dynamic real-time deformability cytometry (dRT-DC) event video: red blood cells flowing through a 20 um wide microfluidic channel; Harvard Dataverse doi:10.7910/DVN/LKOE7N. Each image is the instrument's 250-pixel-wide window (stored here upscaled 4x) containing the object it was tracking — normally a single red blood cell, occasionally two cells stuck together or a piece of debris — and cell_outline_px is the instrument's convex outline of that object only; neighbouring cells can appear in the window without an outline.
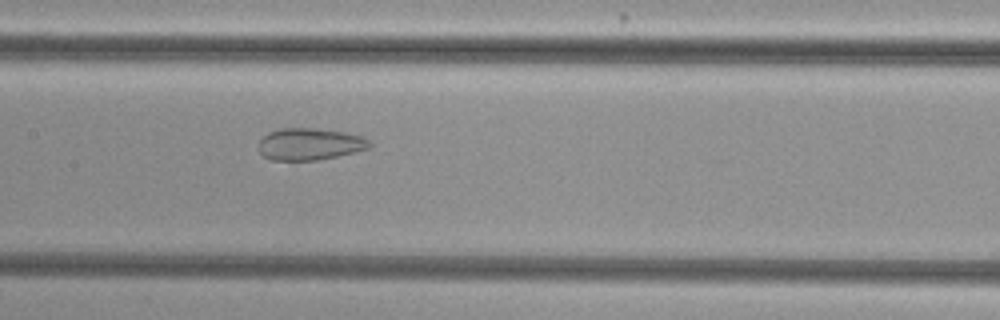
{"species": "common noctule bat (a hibernating species)", "species_latin": "Nyctalus noctula", "temperature_condition": "cold", "stored_images_in_passage": 37, "camera_frame_rate_fps": 3000, "um_per_image_px": 0.085, "animal": {"sex": "female", "body_mass_g": 29.2, "forearm_length_mm": 56.3}, "frame": {"image": 1, "passage_image": 10, "time_ms": 3.0, "image_size_px": [1000, 320], "cell_outline_px": [[372, 148], [336, 156], [316, 160], [268, 160], [260, 152], [260, 140], [268, 132], [280, 128], [312, 128], [344, 132], [364, 136], [372, 144]], "centroid_in_image_um": [26.35, 12.24], "position_along_channel_um": 181.0, "area_um2": 20.63}}
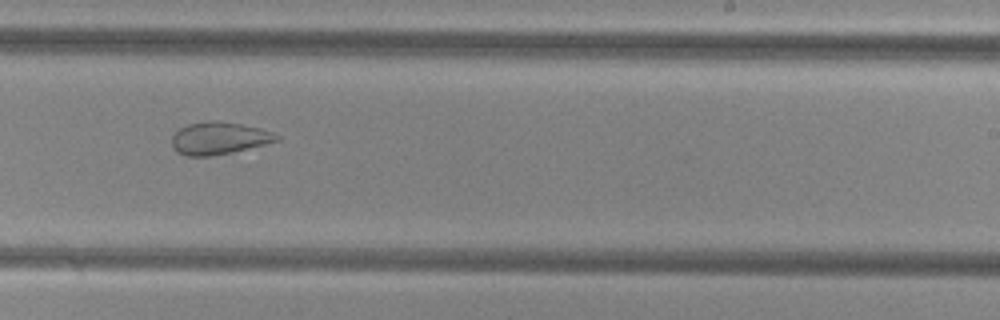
{"frame": {"image": 2, "passage_image": 17, "time_ms": 5.333, "image_size_px": [1000, 320], "cell_outline_px": [[280, 140], [232, 152], [212, 156], [188, 156], [176, 152], [172, 148], [172, 136], [180, 128], [188, 124], [208, 120], [216, 120], [240, 124], [260, 128], [272, 132], [280, 136]], "centroid_in_image_um": [18.59, 11.75], "position_along_channel_um": 270.4, "area_um2": 19.77}}
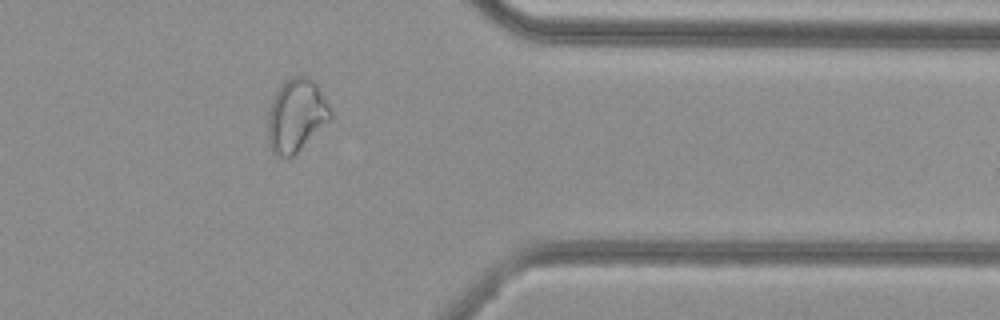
{"frame": {"image": 3, "passage_image": 27, "time_ms": 8.667, "image_size_px": [1000, 320], "cell_outline_px": [[332, 120], [292, 156], [276, 156], [272, 152], [268, 144], [268, 112], [272, 100], [276, 92], [292, 76], [308, 76], [316, 84], [328, 104], [332, 112]], "centroid_in_image_um": [25.19, 9.84], "position_along_channel_um": 386.2, "area_um2": 26.41}, "authors_computed_cell_mechanics": {"area_um2": 22.831, "velocity_mm_per_s": 3.8291, "shape_relaxation_time_tau1_ms": null, "shape_relaxation_time_tau2_ms": 2.0998, "deformation_change_tau1": null, "deformation_change_tau2": 0.0899}}